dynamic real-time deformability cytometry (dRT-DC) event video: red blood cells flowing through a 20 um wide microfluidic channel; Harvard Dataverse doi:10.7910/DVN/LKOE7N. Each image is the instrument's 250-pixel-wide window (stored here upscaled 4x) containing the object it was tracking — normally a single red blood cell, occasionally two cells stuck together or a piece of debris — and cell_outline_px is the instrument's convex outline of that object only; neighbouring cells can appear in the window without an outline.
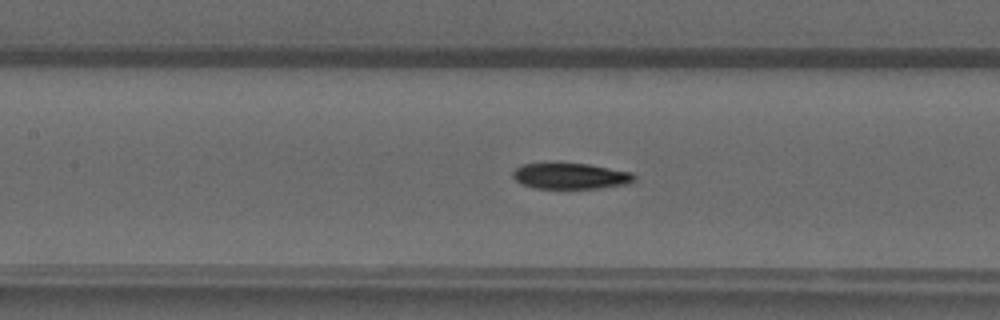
{"species": "common noctule bat (a hibernating species)", "species_latin": "Nyctalus noctula", "temperature_condition": "warm", "stored_images_in_passage": 49, "camera_frame_rate_fps": 3000, "um_per_image_px": 0.085, "animal": {"sex": "male", "forearm_length_mm": 52.5}, "frame": {"image": 1, "passage_image": 23, "time_ms": 7.333, "image_size_px": [1000, 320], "cell_outline_px": [[636, 180], [628, 184], [600, 188], [536, 188], [520, 184], [512, 176], [512, 172], [516, 168], [524, 164], [588, 164], [632, 172], [636, 176]], "centroid_in_image_um": [48.53, 14.98], "position_along_channel_um": 158.9, "area_um2": 18.21}}
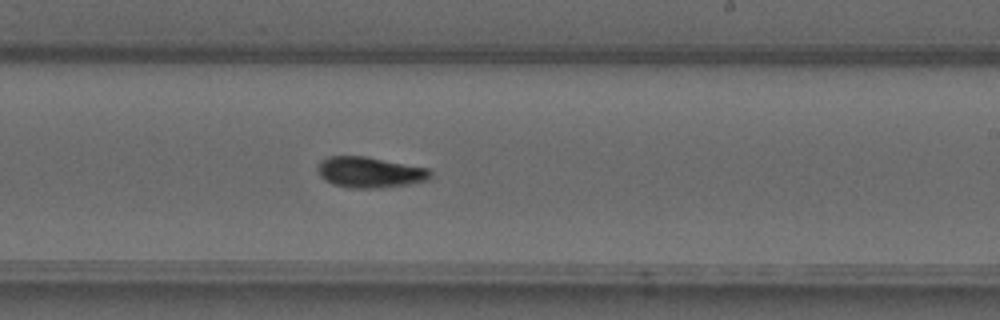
{"frame": {"image": 2, "passage_image": 30, "time_ms": 9.667, "image_size_px": [1000, 320], "cell_outline_px": [[432, 180], [408, 184], [380, 188], [352, 188], [332, 184], [324, 180], [320, 176], [316, 168], [320, 160], [328, 156], [364, 156], [428, 168], [432, 172]], "centroid_in_image_um": [31.43, 14.65], "position_along_channel_um": 257.6, "area_um2": 20.46}}
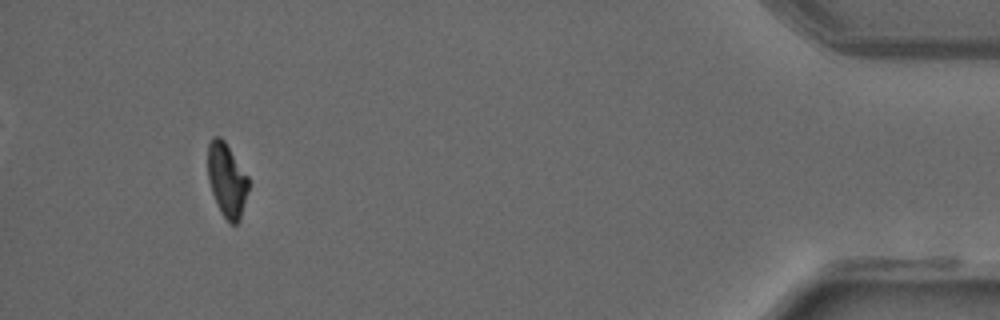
{"frame": {"image": 3, "passage_image": 46, "time_ms": 15.0, "image_size_px": [1000, 320], "cell_outline_px": [[248, 188], [240, 220], [236, 224], [232, 224], [220, 212], [212, 192], [208, 180], [208, 144], [212, 136], [220, 136], [224, 140], [248, 176]], "centroid_in_image_um": [19.27, 15.28], "position_along_channel_um": 415.9, "area_um2": 17.34}}